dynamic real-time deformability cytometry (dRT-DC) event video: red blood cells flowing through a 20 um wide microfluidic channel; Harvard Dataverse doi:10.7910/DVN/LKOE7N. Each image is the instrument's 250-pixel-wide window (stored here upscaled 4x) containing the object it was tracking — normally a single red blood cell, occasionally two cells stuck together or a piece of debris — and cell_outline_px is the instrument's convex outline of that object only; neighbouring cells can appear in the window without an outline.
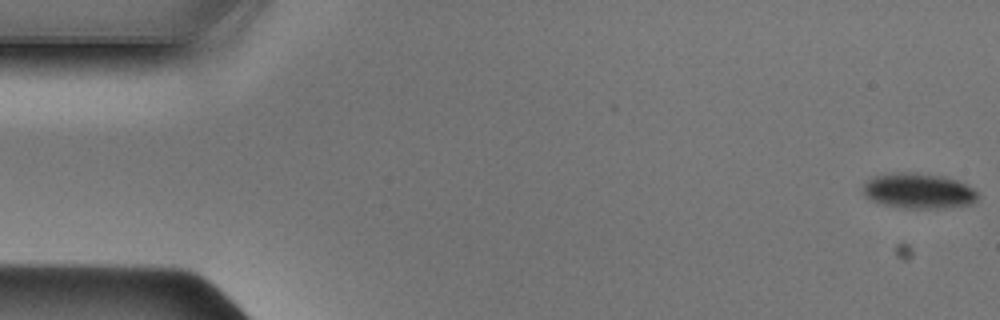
{"species": "Egyptian fruit bat (a non-hibernating species)", "species_latin": "Rousettus aegyptiacus", "temperature_condition": "cold", "stored_images_in_passage": 49, "camera_frame_rate_fps": 3000, "um_per_image_px": 0.085, "animal": {"sex": "male"}, "frame": {"image": 1, "passage_image": 1, "time_ms": 0.0, "image_size_px": [1000, 320], "cell_outline_px": [[976, 200], [972, 204], [944, 208], [908, 208], [884, 204], [872, 200], [864, 196], [864, 184], [872, 176], [896, 172], [912, 172], [944, 176], [956, 180], [972, 188], [976, 192]], "centroid_in_image_um": [78.06, 16.22], "position_along_channel_um": 6.9, "area_um2": 23.41}}
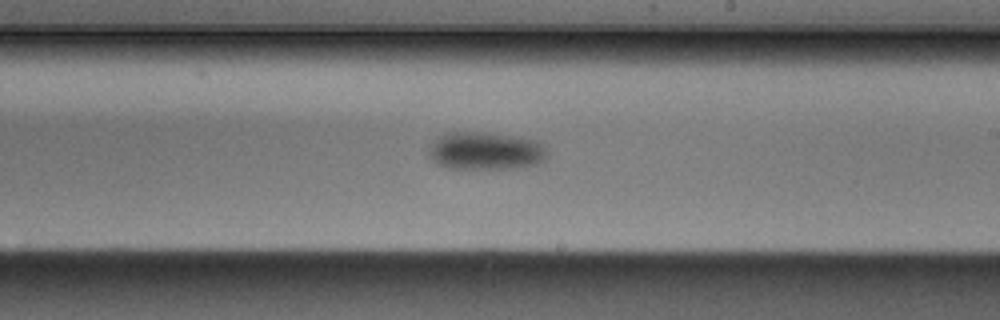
{"frame": {"image": 2, "passage_image": 28, "time_ms": 9.0, "image_size_px": [1000, 320], "cell_outline_px": [[548, 156], [540, 164], [520, 168], [448, 168], [436, 164], [428, 156], [428, 148], [440, 136], [448, 132], [488, 132], [520, 136], [540, 140], [548, 152]], "centroid_in_image_um": [41.34, 12.82], "position_along_channel_um": 247.7, "area_um2": 26.7}}
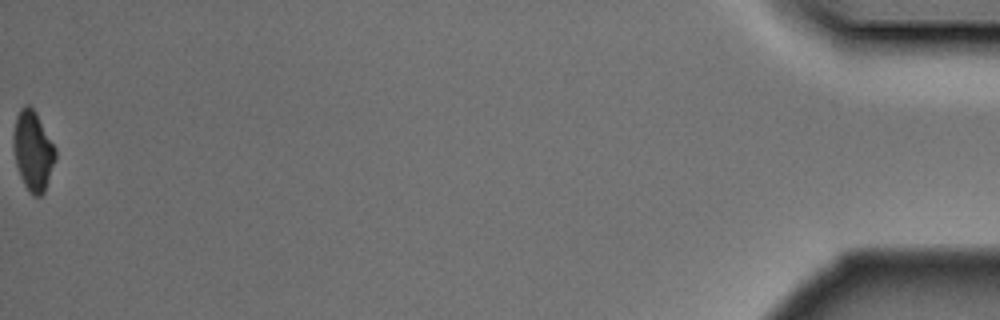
{"frame": {"image": 3, "passage_image": 49, "time_ms": 16.0, "image_size_px": [1000, 320], "cell_outline_px": [[56, 160], [44, 192], [40, 196], [32, 196], [28, 192], [20, 176], [16, 164], [12, 144], [12, 136], [16, 116], [20, 108], [24, 104], [28, 104], [36, 112], [56, 148]], "centroid_in_image_um": [2.79, 12.81], "position_along_channel_um": 432.4, "area_um2": 19.83}}